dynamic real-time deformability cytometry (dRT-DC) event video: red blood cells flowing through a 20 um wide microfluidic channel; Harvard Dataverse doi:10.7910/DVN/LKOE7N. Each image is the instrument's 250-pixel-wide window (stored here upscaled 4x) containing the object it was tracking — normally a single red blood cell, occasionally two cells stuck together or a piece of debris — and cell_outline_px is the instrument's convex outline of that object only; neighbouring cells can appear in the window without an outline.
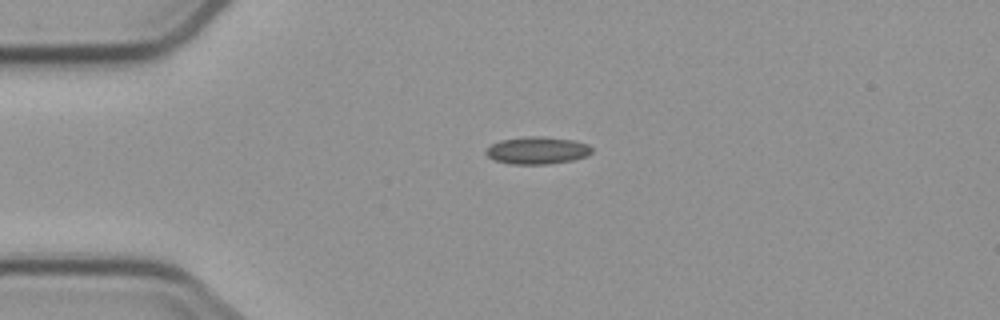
{"species": "common noctule bat (a hibernating species)", "species_latin": "Nyctalus noctula", "temperature_condition": "cold", "stored_images_in_passage": 3, "camera_frame_rate_fps": 3000, "um_per_image_px": 0.085, "animal": {"sex": "male", "body_mass_g": 23.1, "forearm_length_mm": 52.7}, "frame": {"image": 1, "passage_image": 1, "time_ms": 0.0, "image_size_px": [1000, 320], "cell_outline_px": [[592, 152], [588, 156], [572, 160], [548, 164], [512, 164], [496, 160], [488, 156], [484, 152], [484, 148], [500, 140], [524, 136], [544, 136], [572, 140], [588, 144], [592, 148]], "centroid_in_image_um": [45.66, 12.77], "position_along_channel_um": 39.3, "area_um2": 16.99}}
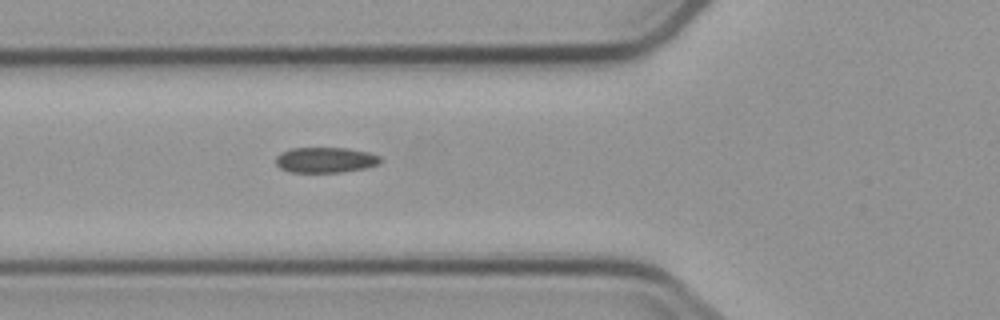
{"frame": {"image": 2, "passage_image": 3, "time_ms": 2.333, "image_size_px": [1000, 320], "cell_outline_px": [[384, 160], [380, 164], [364, 168], [340, 172], [288, 172], [280, 168], [276, 164], [276, 156], [280, 152], [288, 148], [348, 148], [368, 152], [380, 156]], "centroid_in_image_um": [27.66, 13.59], "position_along_channel_um": 98.1, "area_um2": 15.72}}